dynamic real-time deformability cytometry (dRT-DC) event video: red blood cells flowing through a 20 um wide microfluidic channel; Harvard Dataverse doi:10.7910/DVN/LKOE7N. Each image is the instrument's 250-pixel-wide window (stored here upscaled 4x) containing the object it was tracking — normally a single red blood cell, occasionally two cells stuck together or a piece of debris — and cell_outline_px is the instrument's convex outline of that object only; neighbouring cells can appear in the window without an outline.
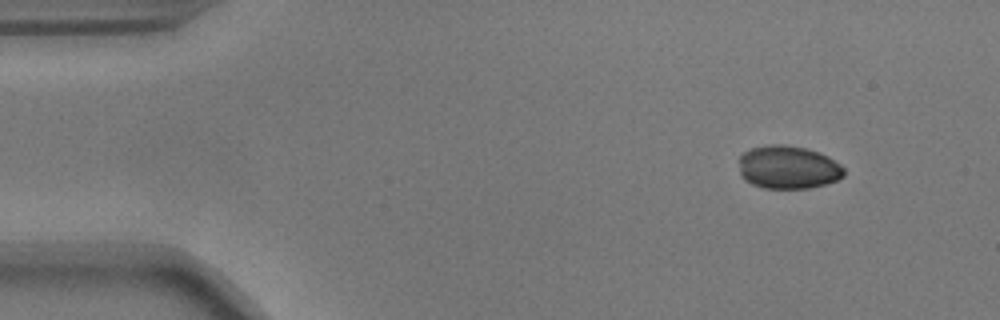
{"species": "common noctule bat (a hibernating species)", "species_latin": "Nyctalus noctula", "temperature_condition": "warm", "stored_images_in_passage": 11, "camera_frame_rate_fps": 3000, "um_per_image_px": 0.085, "animal": {"sex": "male", "body_mass_g": 17.9}, "frame": {"image": 1, "passage_image": 1, "time_ms": 0.0, "image_size_px": [1000, 320], "cell_outline_px": [[844, 176], [836, 180], [824, 184], [808, 188], [764, 188], [752, 184], [744, 180], [740, 176], [740, 156], [744, 152], [752, 148], [772, 144], [784, 144], [804, 148], [820, 152], [828, 156], [840, 164], [844, 168]], "centroid_in_image_um": [66.99, 14.22], "position_along_channel_um": 18.0, "area_um2": 26.41}}
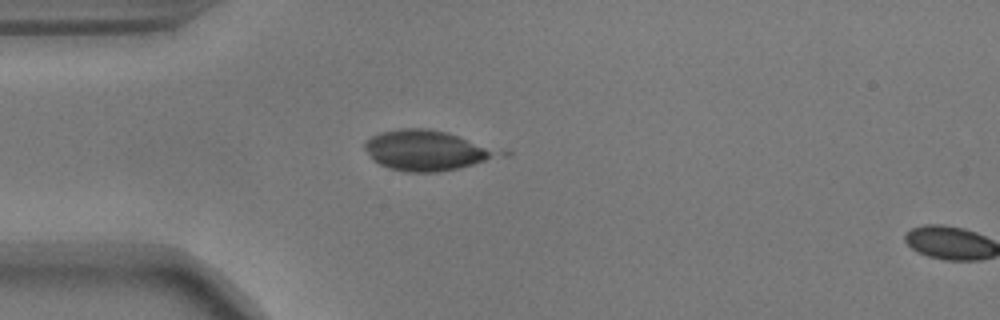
{"frame": {"image": 2, "passage_image": 10, "time_ms": 3.0, "image_size_px": [1000, 320], "cell_outline_px": [[492, 156], [484, 160], [472, 164], [456, 168], [436, 172], [408, 172], [388, 168], [372, 160], [364, 148], [364, 140], [380, 132], [400, 128], [428, 128], [448, 132], [484, 148], [492, 152]], "centroid_in_image_um": [35.95, 12.77], "position_along_channel_um": 49.1, "area_um2": 29.88}}